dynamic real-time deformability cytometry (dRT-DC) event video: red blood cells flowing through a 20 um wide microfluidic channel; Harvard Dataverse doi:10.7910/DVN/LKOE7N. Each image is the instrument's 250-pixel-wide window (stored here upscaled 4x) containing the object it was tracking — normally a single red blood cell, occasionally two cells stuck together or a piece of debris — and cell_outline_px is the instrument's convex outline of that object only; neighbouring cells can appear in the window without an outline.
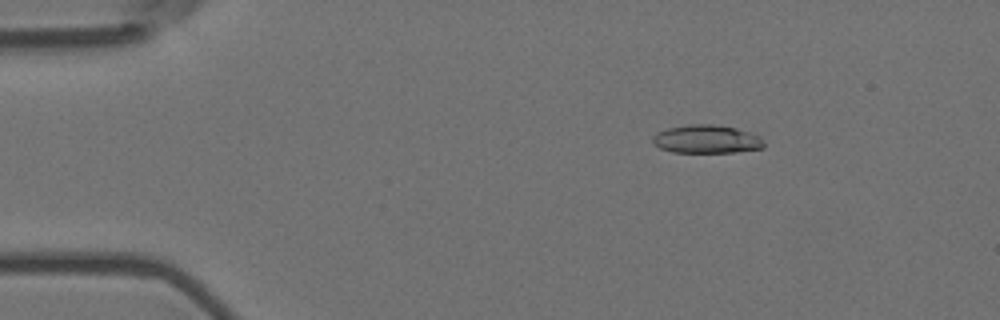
{"species": "Egyptian fruit bat (a non-hibernating species)", "species_latin": "Rousettus aegyptiacus", "temperature_condition": "room temperature", "stored_images_in_passage": 55, "camera_frame_rate_fps": 3000, "um_per_image_px": 0.085, "animal": {"sex": "female"}, "frame": {"image": 1, "passage_image": 9, "time_ms": 2.667, "image_size_px": [1000, 320], "cell_outline_px": [[764, 148], [732, 152], [672, 152], [660, 148], [652, 144], [652, 136], [656, 132], [668, 128], [688, 124], [712, 124], [736, 128], [760, 136], [764, 140]], "centroid_in_image_um": [60.03, 11.83], "position_along_channel_um": 25.0, "area_um2": 18.44}}
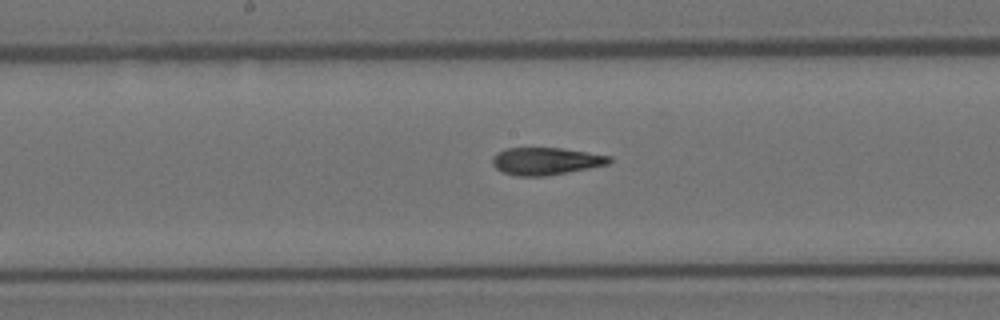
{"frame": {"image": 2, "passage_image": 29, "time_ms": 9.333, "image_size_px": [1000, 320], "cell_outline_px": [[612, 160], [608, 164], [588, 168], [544, 176], [516, 176], [504, 172], [496, 168], [492, 164], [492, 156], [496, 152], [504, 148], [560, 148], [612, 156]], "centroid_in_image_um": [46.36, 13.69], "position_along_channel_um": 201.8, "area_um2": 18.55}}
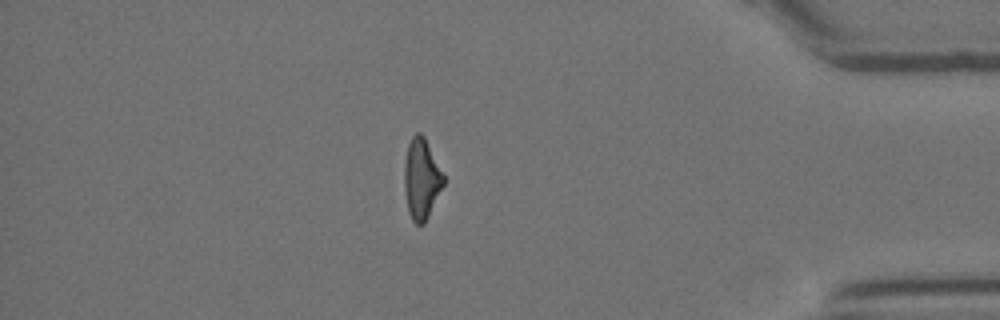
{"frame": {"image": 3, "passage_image": 48, "time_ms": 15.667, "image_size_px": [1000, 320], "cell_outline_px": [[444, 184], [424, 224], [416, 224], [412, 220], [408, 212], [404, 188], [404, 164], [408, 144], [412, 136], [416, 132], [420, 132], [424, 136], [444, 176]], "centroid_in_image_um": [35.8, 15.2], "position_along_channel_um": 399.4, "area_um2": 18.26}, "authors_computed_cell_mechanics": {"area_um2": 18.9006, "velocity_mm_per_s": 3.7018, "shape_relaxation_time_tau1_ms": 6.914, "shape_relaxation_time_tau2_ms": 3.9657, "deformation_change_tau1": 0.2154, "deformation_change_tau2": 0.0962}}